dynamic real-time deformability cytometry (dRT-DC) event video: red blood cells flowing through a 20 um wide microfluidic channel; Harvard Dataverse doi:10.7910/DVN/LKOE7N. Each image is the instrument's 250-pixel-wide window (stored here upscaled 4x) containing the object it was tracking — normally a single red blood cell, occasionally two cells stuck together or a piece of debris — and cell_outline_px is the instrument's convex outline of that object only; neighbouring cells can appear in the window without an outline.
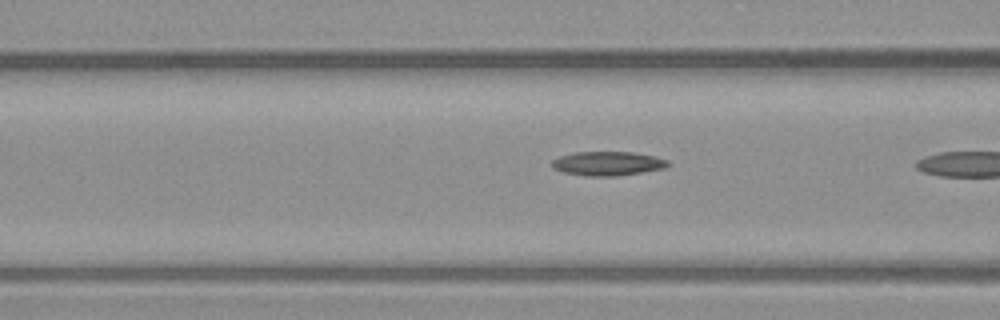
{"species": "common noctule bat (a hibernating species)", "species_latin": "Nyctalus noctula", "temperature_condition": "warm", "stored_images_in_passage": 5, "camera_frame_rate_fps": 3000, "um_per_image_px": 0.085, "animal": {"sex": "male", "body_mass_g": 23.1, "forearm_length_mm": 52.7}, "frame": {"image": 1, "passage_image": 4, "time_ms": 1.0, "image_size_px": [1000, 320], "cell_outline_px": [[668, 164], [664, 168], [616, 176], [584, 176], [564, 172], [552, 168], [552, 160], [560, 156], [572, 152], [632, 152], [656, 156], [668, 160]], "centroid_in_image_um": [51.62, 13.89], "position_along_channel_um": 115.0, "area_um2": 16.24}}